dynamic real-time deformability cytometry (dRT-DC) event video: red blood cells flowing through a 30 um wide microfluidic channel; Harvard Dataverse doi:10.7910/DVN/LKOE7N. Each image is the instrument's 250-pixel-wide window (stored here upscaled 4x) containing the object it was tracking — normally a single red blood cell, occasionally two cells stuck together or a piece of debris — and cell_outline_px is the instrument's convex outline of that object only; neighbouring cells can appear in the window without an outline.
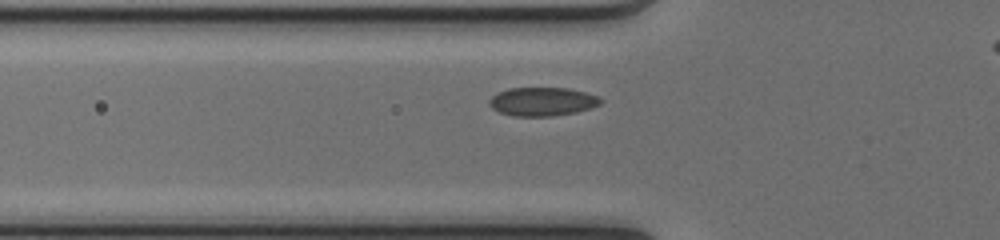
{"species": "common noctule bat (a hibernating species)", "species_latin": "Nyctalus noctula", "temperature_condition": "cold", "stored_images_in_passage": 33, "camera_frame_rate_fps": 3000, "um_per_image_px": 0.085, "animal": {"sex": "female", "body_mass_g": 17.0, "forearm_length_mm": 48.0}, "frame": {"image": 1, "passage_image": 6, "time_ms": 1.667, "image_size_px": [1000, 240], "cell_outline_px": [[604, 100], [600, 104], [592, 108], [576, 112], [552, 116], [512, 116], [500, 112], [492, 108], [488, 104], [488, 100], [496, 92], [508, 88], [568, 88], [600, 96]], "centroid_in_image_um": [46.1, 8.63], "position_along_channel_um": 79.7, "area_um2": 18.79}}
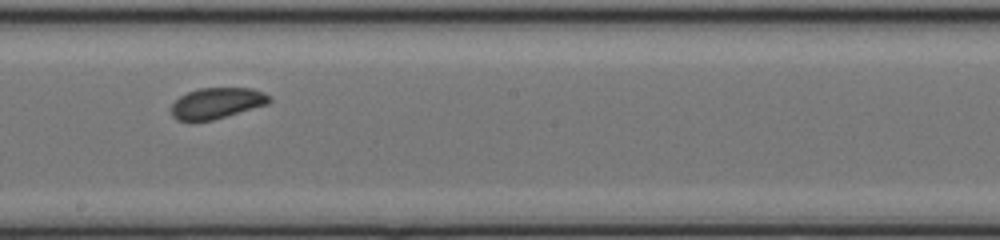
{"frame": {"image": 2, "passage_image": 17, "time_ms": 5.333, "image_size_px": [1000, 240], "cell_outline_px": [[272, 100], [268, 104], [212, 120], [176, 120], [172, 116], [172, 104], [180, 96], [188, 92], [200, 88], [252, 88], [264, 92], [272, 96]], "centroid_in_image_um": [18.47, 8.75], "position_along_channel_um": 229.7, "area_um2": 17.57}}
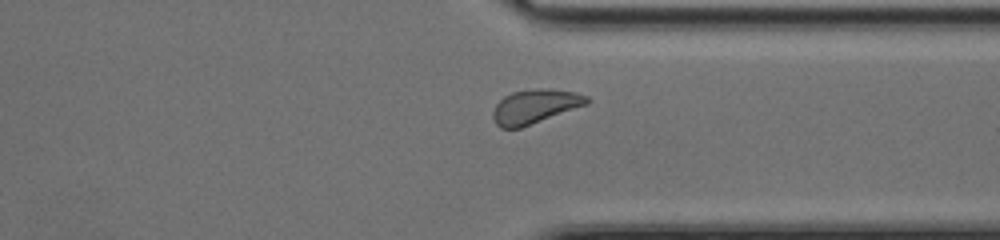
{"frame": {"image": 3, "passage_image": 27, "time_ms": 8.667, "image_size_px": [1000, 240], "cell_outline_px": [[592, 100], [588, 104], [520, 128], [500, 128], [496, 124], [492, 116], [492, 112], [496, 104], [504, 96], [512, 92], [532, 88], [552, 88], [576, 92], [588, 96]], "centroid_in_image_um": [45.49, 9.02], "position_along_channel_um": 365.9, "area_um2": 18.9}}